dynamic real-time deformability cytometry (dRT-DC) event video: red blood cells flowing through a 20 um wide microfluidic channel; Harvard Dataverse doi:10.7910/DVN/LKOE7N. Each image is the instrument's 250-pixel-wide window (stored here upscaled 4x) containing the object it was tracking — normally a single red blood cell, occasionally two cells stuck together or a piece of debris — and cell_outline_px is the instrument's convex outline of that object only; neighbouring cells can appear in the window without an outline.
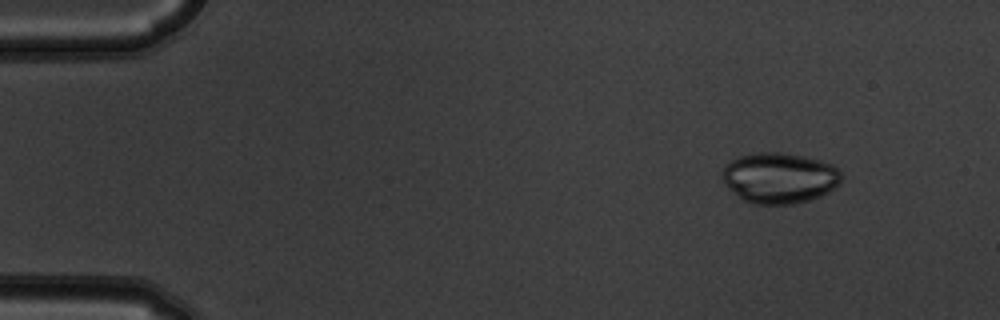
{"species": "common noctule bat (a hibernating species)", "species_latin": "Nyctalus noctula", "temperature_condition": "warm", "stored_images_in_passage": 6, "camera_frame_rate_fps": 3000, "um_per_image_px": 0.085, "animal": {"sex": "male", "body_mass_g": 19.5, "forearm_length_mm": 54.6}, "frame": {"image": 1, "passage_image": 6, "time_ms": 1.667, "image_size_px": [1000, 320], "cell_outline_px": [[840, 184], [828, 192], [812, 200], [792, 204], [752, 204], [744, 200], [728, 188], [724, 184], [724, 164], [740, 156], [756, 152], [780, 152], [820, 160], [832, 164], [840, 168]], "centroid_in_image_um": [66.27, 15.13], "position_along_channel_um": 18.7, "area_um2": 35.2}}